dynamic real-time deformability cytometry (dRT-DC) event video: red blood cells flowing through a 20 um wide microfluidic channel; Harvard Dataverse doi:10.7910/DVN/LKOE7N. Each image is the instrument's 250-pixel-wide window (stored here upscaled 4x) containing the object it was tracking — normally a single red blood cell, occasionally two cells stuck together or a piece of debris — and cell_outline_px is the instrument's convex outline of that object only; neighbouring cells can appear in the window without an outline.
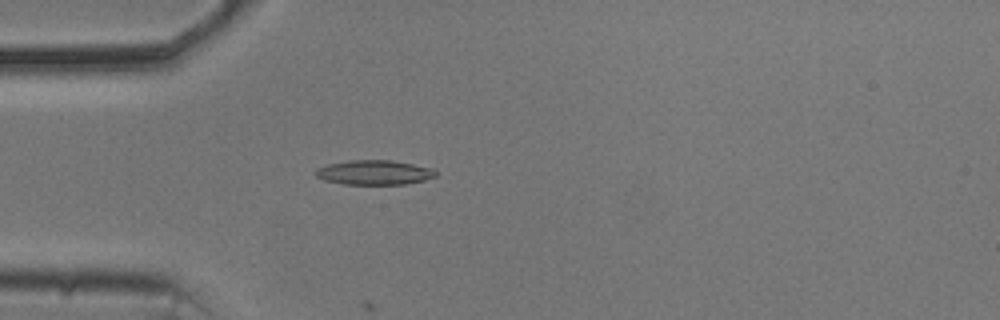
{"species": "common noctule bat (a hibernating species)", "species_latin": "Nyctalus noctula", "temperature_condition": "cold", "stored_images_in_passage": 21, "camera_frame_rate_fps": 3000, "um_per_image_px": 0.085, "animal": {"sex": "male", "body_mass_g": 20.5, "forearm_length_mm": 52.5}, "frame": {"image": 1, "passage_image": 15, "time_ms": 4.667, "image_size_px": [1000, 320], "cell_outline_px": [[436, 176], [424, 180], [404, 184], [344, 184], [324, 180], [316, 176], [312, 172], [316, 168], [328, 164], [348, 160], [392, 160], [432, 168], [436, 172]], "centroid_in_image_um": [31.76, 14.65], "position_along_channel_um": 53.2, "area_um2": 17.22}}